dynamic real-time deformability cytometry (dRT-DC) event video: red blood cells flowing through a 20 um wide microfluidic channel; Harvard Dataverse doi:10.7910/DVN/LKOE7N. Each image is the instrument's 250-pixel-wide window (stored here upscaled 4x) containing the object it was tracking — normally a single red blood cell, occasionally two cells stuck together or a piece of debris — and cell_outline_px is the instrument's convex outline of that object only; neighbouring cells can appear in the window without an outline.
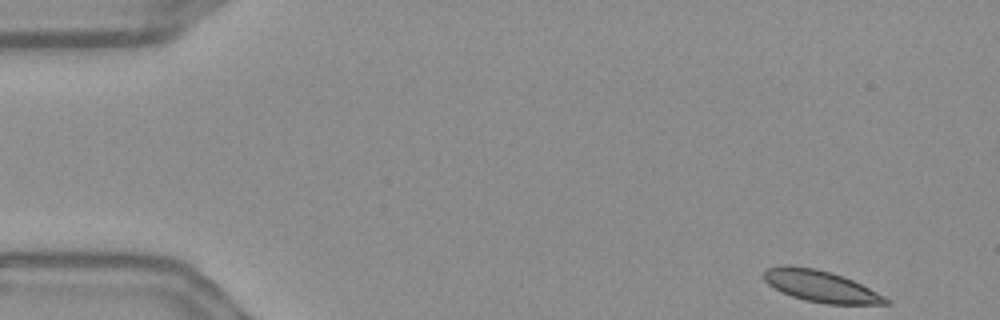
{"species": "Egyptian fruit bat (a non-hibernating species)", "species_latin": "Rousettus aegyptiacus", "temperature_condition": "warm", "stored_images_in_passage": 54, "camera_frame_rate_fps": 3000, "um_per_image_px": 0.085, "frame": {"image": 1, "passage_image": 1, "time_ms": 0.0, "image_size_px": [1000, 320], "cell_outline_px": [[892, 304], [828, 304], [804, 300], [792, 296], [768, 284], [764, 280], [764, 272], [768, 268], [780, 264], [816, 268], [844, 276], [892, 300]], "centroid_in_image_um": [69.77, 24.32], "position_along_channel_um": 15.2, "area_um2": 22.25}}
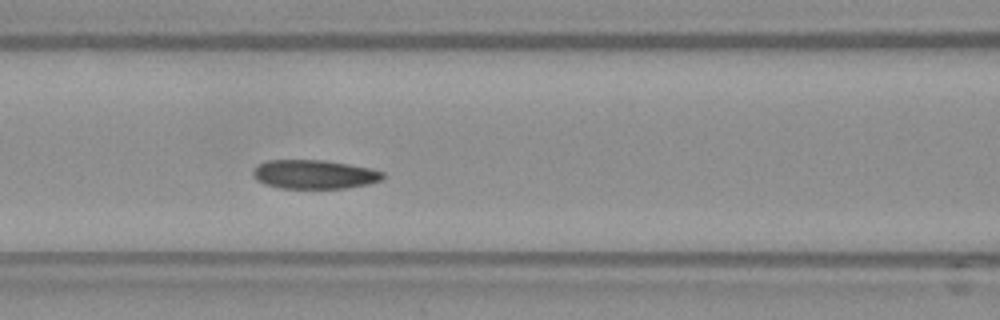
{"frame": {"image": 2, "passage_image": 21, "time_ms": 6.667, "image_size_px": [1000, 320], "cell_outline_px": [[384, 176], [380, 180], [368, 184], [344, 188], [280, 188], [264, 184], [256, 180], [252, 176], [252, 172], [256, 164], [268, 160], [324, 160], [348, 164], [368, 168], [384, 172]], "centroid_in_image_um": [26.65, 14.82], "position_along_channel_um": 140.0, "area_um2": 21.91}}
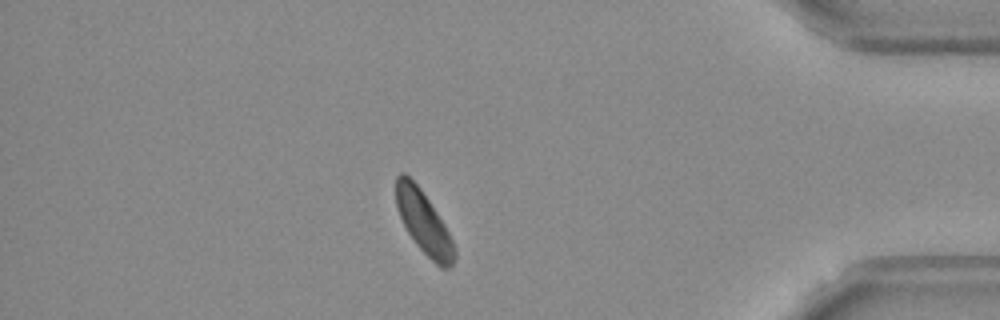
{"frame": {"image": 3, "passage_image": 46, "time_ms": 15.0, "image_size_px": [1000, 320], "cell_outline_px": [[456, 256], [452, 264], [448, 268], [440, 268], [416, 244], [408, 232], [396, 208], [396, 176], [400, 172], [404, 172], [420, 188], [444, 224], [456, 248]], "centroid_in_image_um": [36.01, 18.91], "position_along_channel_um": 399.2, "area_um2": 20.92}, "authors_computed_cell_mechanics": {"area_um2": 22.3108, "velocity_mm_per_s": 3.5742, "shape_relaxation_time_tau1_ms": 4.636, "shape_relaxation_time_tau2_ms": null, "deformation_change_tau1": 0.0817, "deformation_change_tau2": null}}